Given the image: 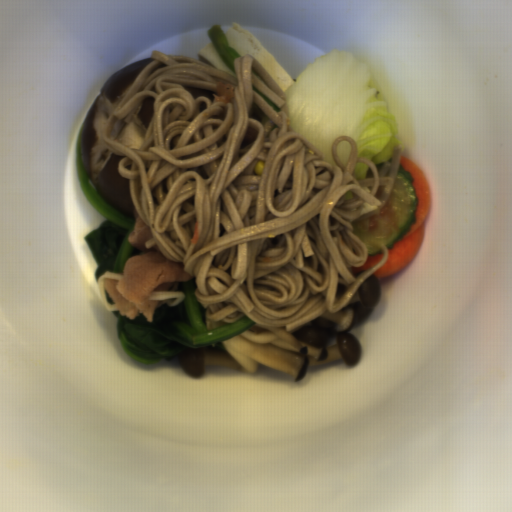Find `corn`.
<instances>
[{
	"label": "corn",
	"mask_w": 512,
	"mask_h": 512,
	"mask_svg": "<svg viewBox=\"0 0 512 512\" xmlns=\"http://www.w3.org/2000/svg\"><path fill=\"white\" fill-rule=\"evenodd\" d=\"M264 167H265V164H264L263 160H258L256 162V165L253 168V170H254L255 174L259 176V175L263 174Z\"/></svg>",
	"instance_id": "corn-1"
}]
</instances>
